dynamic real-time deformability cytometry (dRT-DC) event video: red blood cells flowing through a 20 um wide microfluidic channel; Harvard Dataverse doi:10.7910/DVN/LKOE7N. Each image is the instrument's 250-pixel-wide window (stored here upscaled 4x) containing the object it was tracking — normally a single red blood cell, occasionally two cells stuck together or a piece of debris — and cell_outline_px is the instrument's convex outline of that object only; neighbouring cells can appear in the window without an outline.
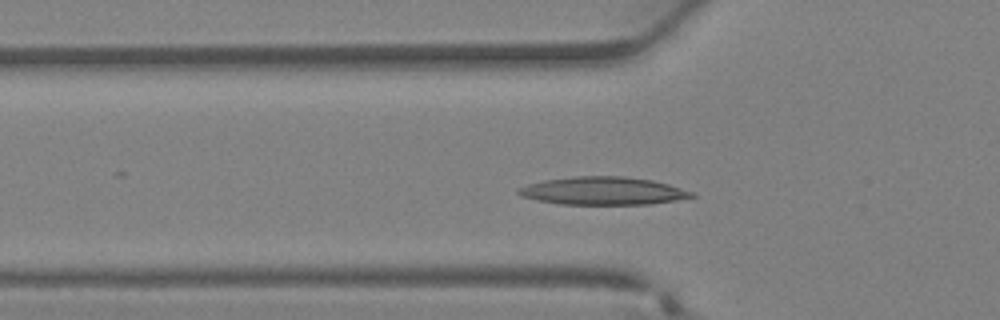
{"species": "Egyptian fruit bat (a non-hibernating species)", "species_latin": "Rousettus aegyptiacus", "temperature_condition": "warm", "stored_images_in_passage": 31, "camera_frame_rate_fps": 3000, "um_per_image_px": 0.085, "animal": {"sex": "female"}, "frame": {"image": 1, "passage_image": 6, "time_ms": 1.667, "image_size_px": [1000, 320], "cell_outline_px": [[696, 196], [676, 200], [648, 204], [560, 204], [536, 200], [520, 196], [516, 192], [516, 188], [528, 184], [544, 180], [576, 176], [624, 176], [652, 180], [668, 184], [696, 192]], "centroid_in_image_um": [51.24, 16.22], "position_along_channel_um": 74.6, "area_um2": 28.26}}
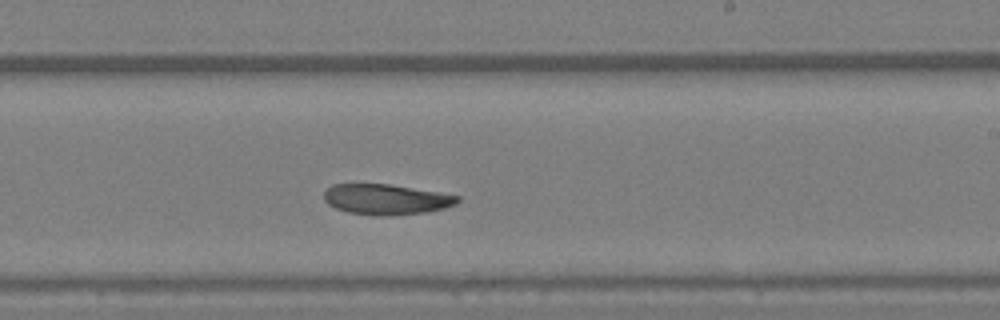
{"frame": {"image": 2, "passage_image": 16, "time_ms": 5.0, "image_size_px": [1000, 320], "cell_outline_px": [[460, 200], [456, 204], [444, 208], [424, 212], [384, 216], [376, 216], [348, 212], [336, 208], [328, 204], [324, 200], [324, 192], [332, 184], [388, 184], [440, 192], [460, 196]], "centroid_in_image_um": [32.82, 16.94], "position_along_channel_um": 256.2, "area_um2": 23.64}}
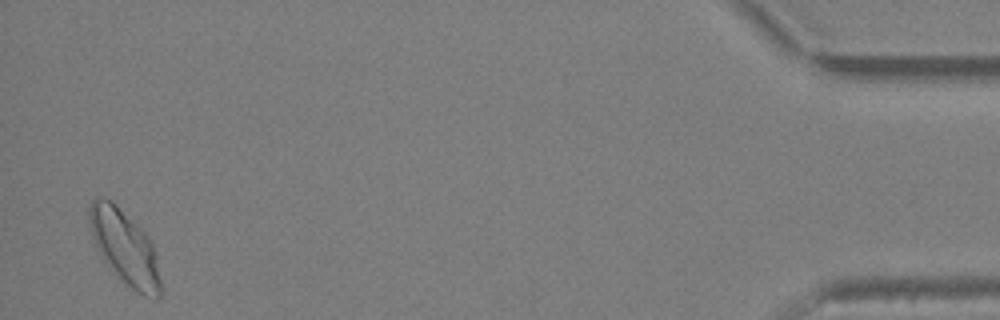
{"frame": {"image": 3, "passage_image": 30, "time_ms": 9.667, "image_size_px": [1000, 320], "cell_outline_px": [[160, 296], [156, 300], [152, 300], [136, 292], [116, 276], [104, 260], [92, 236], [88, 220], [88, 208], [92, 200], [96, 196], [100, 196], [112, 200], [148, 236], [152, 244], [156, 256], [160, 280]], "centroid_in_image_um": [10.59, 21.02], "position_along_channel_um": 424.6, "area_um2": 30.81}}